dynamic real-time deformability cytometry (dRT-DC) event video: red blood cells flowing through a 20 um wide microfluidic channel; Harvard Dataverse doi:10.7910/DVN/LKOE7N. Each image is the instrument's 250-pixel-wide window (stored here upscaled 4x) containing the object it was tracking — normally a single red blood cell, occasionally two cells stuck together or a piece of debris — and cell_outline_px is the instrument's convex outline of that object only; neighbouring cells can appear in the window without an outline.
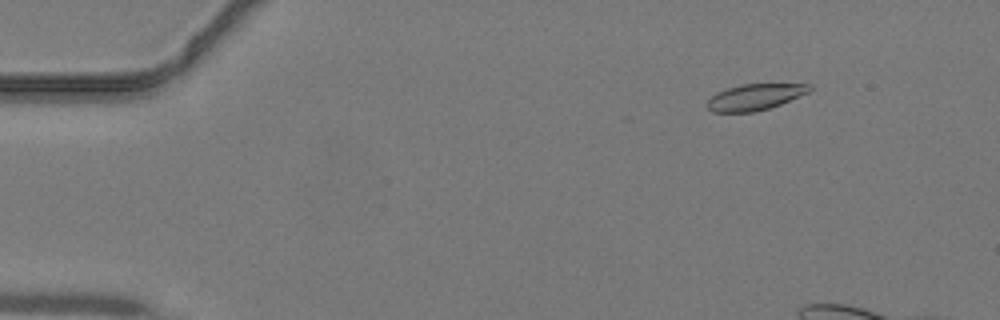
{"species": "common noctule bat (a hibernating species)", "species_latin": "Nyctalus noctula", "temperature_condition": "warm", "stored_images_in_passage": 13, "camera_frame_rate_fps": 3000, "um_per_image_px": 0.085, "animal": {"sex": "male", "body_mass_g": 19.2, "forearm_length_mm": 51.8}, "frame": {"image": 1, "passage_image": 6, "time_ms": 1.667, "image_size_px": [1000, 320], "cell_outline_px": [[812, 88], [808, 92], [780, 104], [756, 112], [712, 112], [704, 104], [716, 92], [740, 84], [812, 84]], "centroid_in_image_um": [64.13, 8.25], "position_along_channel_um": 20.9, "area_um2": 15.55}}